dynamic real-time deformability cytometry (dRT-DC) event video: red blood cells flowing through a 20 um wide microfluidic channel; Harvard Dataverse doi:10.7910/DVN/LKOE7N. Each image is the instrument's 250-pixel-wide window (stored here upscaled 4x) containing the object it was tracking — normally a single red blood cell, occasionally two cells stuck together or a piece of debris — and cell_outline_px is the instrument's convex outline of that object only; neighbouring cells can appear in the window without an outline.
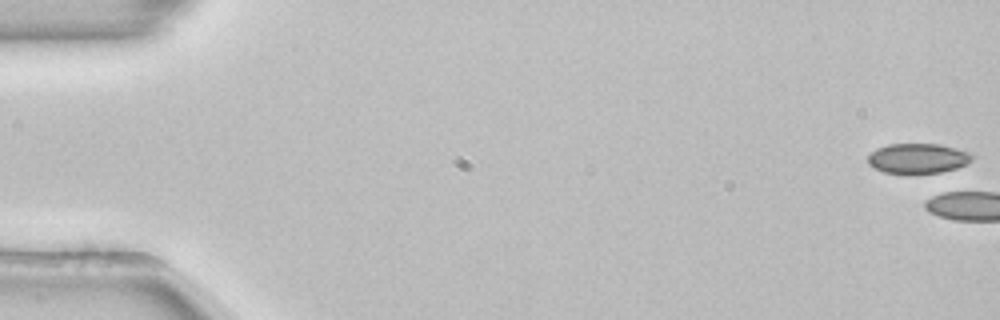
{"species": "common noctule bat (a hibernating species)", "species_latin": "Nyctalus noctula", "temperature_condition": "room temperature", "stored_images_in_passage": 4, "camera_frame_rate_fps": 3000, "um_per_image_px": 0.085, "animal": {"sex": "female", "body_mass_g": 22.7, "forearm_length_mm": 54.2}, "frame": {"image": 1, "passage_image": 1, "time_ms": 0.0, "image_size_px": [1000, 320], "cell_outline_px": [[976, 156], [968, 164], [956, 168], [940, 172], [884, 172], [868, 164], [868, 156], [876, 148], [888, 144], [940, 144], [956, 148], [968, 152]], "centroid_in_image_um": [78.06, 13.44], "position_along_channel_um": 6.9, "area_um2": 17.98}}